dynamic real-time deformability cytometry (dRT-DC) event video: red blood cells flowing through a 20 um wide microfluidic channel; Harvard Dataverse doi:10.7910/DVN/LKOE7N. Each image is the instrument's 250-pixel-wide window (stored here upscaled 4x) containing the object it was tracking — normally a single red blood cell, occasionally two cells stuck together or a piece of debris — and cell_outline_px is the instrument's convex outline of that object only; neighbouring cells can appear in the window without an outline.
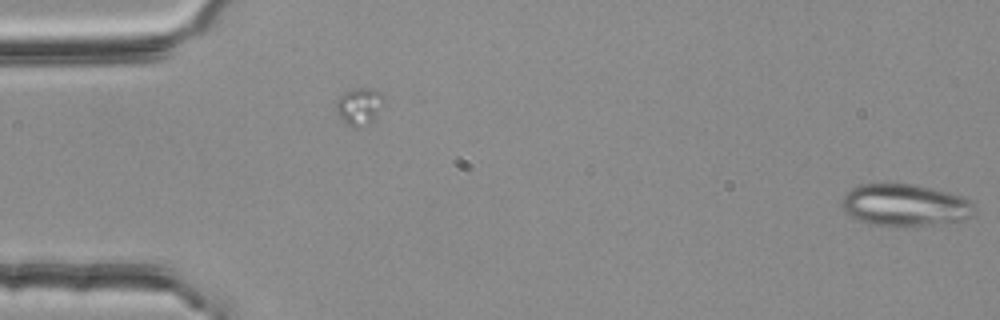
{"species": "common noctule bat (a hibernating species)", "species_latin": "Nyctalus noctula", "temperature_condition": "room temperature", "stored_images_in_passage": 8, "camera_frame_rate_fps": 3000, "um_per_image_px": 0.085, "animal": {"sex": "female", "body_mass_g": 25.1}, "frame": {"image": 1, "passage_image": 8, "time_ms": 2.333, "image_size_px": [1000, 320], "cell_outline_px": [[976, 216], [960, 220], [900, 228], [896, 228], [868, 224], [852, 216], [840, 204], [840, 200], [844, 192], [860, 184], [912, 184], [948, 192], [960, 196], [968, 200], [976, 208]], "centroid_in_image_um": [76.9, 17.45], "position_along_channel_um": 8.1, "area_um2": 32.77}}